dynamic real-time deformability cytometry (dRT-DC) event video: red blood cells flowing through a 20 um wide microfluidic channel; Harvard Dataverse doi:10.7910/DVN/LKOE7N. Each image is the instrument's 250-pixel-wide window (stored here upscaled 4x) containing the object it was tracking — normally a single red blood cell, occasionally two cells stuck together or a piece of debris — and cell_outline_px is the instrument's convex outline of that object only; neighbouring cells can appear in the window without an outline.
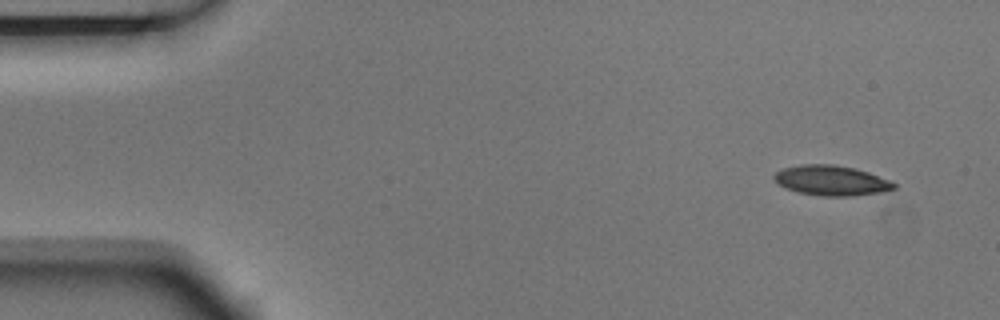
{"species": "Egyptian fruit bat (a non-hibernating species)", "species_latin": "Rousettus aegyptiacus", "temperature_condition": "room temperature", "stored_images_in_passage": 5, "camera_frame_rate_fps": 3000, "um_per_image_px": 0.085, "animal": {"sex": "male"}, "frame": {"image": 1, "passage_image": 1, "time_ms": 0.0, "image_size_px": [1000, 320], "cell_outline_px": [[896, 188], [880, 192], [848, 196], [824, 196], [800, 192], [776, 184], [772, 176], [776, 172], [784, 168], [800, 164], [832, 164], [856, 168], [868, 172], [888, 180], [896, 184]], "centroid_in_image_um": [70.63, 15.33], "position_along_channel_um": 14.4, "area_um2": 20.81}}
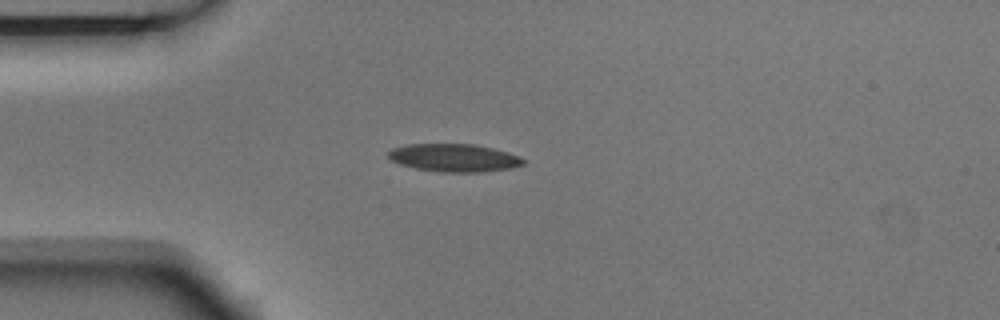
{"frame": {"image": 2, "passage_image": 4, "time_ms": 1.0, "image_size_px": [1000, 320], "cell_outline_px": [[524, 164], [512, 168], [480, 172], [440, 172], [416, 168], [400, 164], [388, 160], [388, 152], [392, 148], [408, 144], [476, 144], [508, 152], [520, 156], [524, 160]], "centroid_in_image_um": [38.59, 13.41], "position_along_channel_um": 46.4, "area_um2": 22.02}}